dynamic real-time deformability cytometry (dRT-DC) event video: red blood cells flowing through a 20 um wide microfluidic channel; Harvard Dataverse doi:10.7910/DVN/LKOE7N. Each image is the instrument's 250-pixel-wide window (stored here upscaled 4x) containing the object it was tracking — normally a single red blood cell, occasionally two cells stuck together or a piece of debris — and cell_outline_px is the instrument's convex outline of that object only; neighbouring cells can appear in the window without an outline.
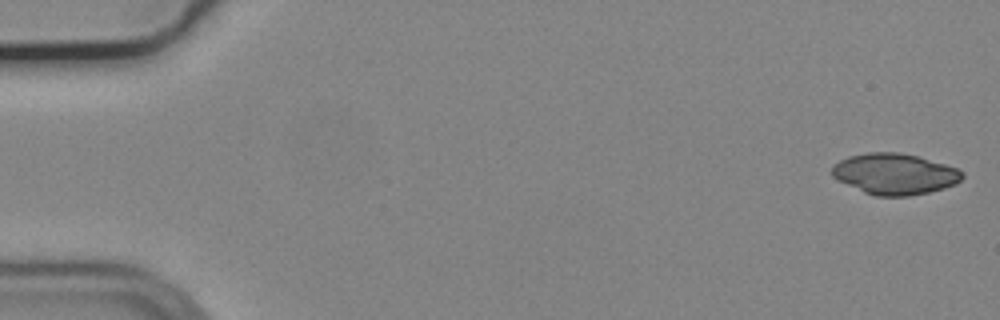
{"species": "common noctule bat (a hibernating species)", "species_latin": "Nyctalus noctula", "temperature_condition": "cold", "stored_images_in_passage": 8, "camera_frame_rate_fps": 3000, "um_per_image_px": 0.085, "animal": {"sex": "male", "body_mass_g": 19.2, "forearm_length_mm": 51.8}, "frame": {"image": 1, "passage_image": 1, "time_ms": 0.0, "image_size_px": [1000, 320], "cell_outline_px": [[964, 176], [956, 184], [944, 188], [928, 192], [908, 196], [876, 196], [864, 192], [836, 180], [832, 176], [832, 164], [848, 156], [868, 152], [900, 152], [916, 156], [944, 164], [956, 168], [964, 172]], "centroid_in_image_um": [76.02, 14.78], "position_along_channel_um": 9.0, "area_um2": 31.15}}